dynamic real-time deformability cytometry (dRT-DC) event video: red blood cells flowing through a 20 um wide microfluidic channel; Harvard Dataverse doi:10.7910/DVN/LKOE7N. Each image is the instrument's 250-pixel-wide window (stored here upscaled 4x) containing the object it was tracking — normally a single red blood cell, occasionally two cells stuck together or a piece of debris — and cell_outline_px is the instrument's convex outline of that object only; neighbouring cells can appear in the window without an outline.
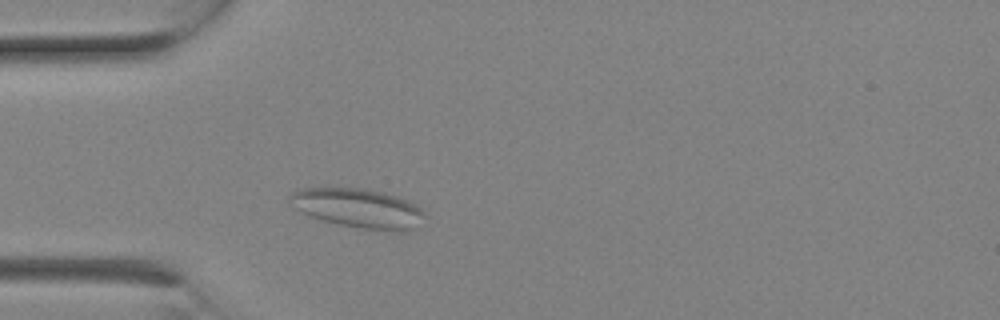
{"species": "Egyptian fruit bat (a non-hibernating species)", "species_latin": "Rousettus aegyptiacus", "temperature_condition": "room temperature", "stored_images_in_passage": 2, "camera_frame_rate_fps": 3000, "um_per_image_px": 0.085, "animal": {"sex": "female"}, "frame": {"image": 1, "passage_image": 2, "time_ms": 0.333, "image_size_px": [1000, 320], "cell_outline_px": [[428, 216], [416, 232], [396, 232], [360, 228], [336, 224], [300, 212], [288, 200], [288, 196], [292, 192], [304, 188], [360, 188], [384, 192], [408, 200], [416, 204]], "centroid_in_image_um": [30.57, 17.73], "position_along_channel_um": 54.4, "area_um2": 31.56}}